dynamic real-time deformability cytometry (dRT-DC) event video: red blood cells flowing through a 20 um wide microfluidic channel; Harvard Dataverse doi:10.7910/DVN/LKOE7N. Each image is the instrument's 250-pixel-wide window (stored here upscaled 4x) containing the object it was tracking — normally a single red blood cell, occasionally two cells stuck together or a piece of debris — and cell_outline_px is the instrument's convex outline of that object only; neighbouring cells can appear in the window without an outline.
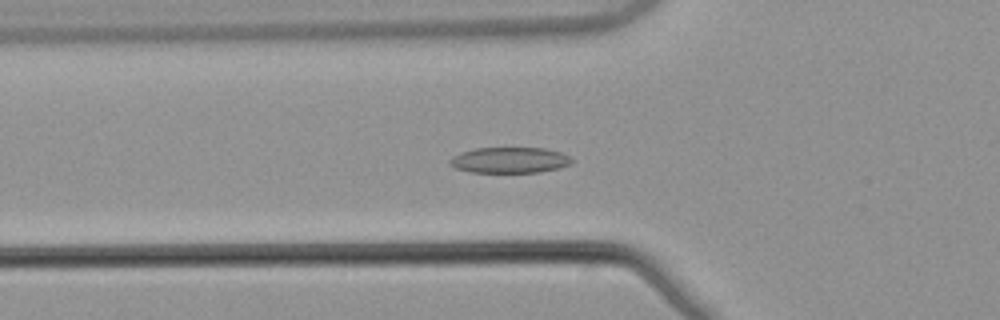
{"species": "common noctule bat (a hibernating species)", "species_latin": "Nyctalus noctula", "temperature_condition": "warm", "stored_images_in_passage": 43, "camera_frame_rate_fps": 3000, "um_per_image_px": 0.085, "animal": {"sex": "male", "body_mass_g": 21.5, "forearm_length_mm": 52.0}, "frame": {"image": 1, "passage_image": 14, "time_ms": 4.333, "image_size_px": [1000, 320], "cell_outline_px": [[572, 164], [560, 168], [540, 172], [472, 172], [456, 168], [448, 164], [448, 160], [452, 156], [460, 152], [476, 148], [544, 148], [560, 152], [572, 156]], "centroid_in_image_um": [43.33, 13.61], "position_along_channel_um": 82.5, "area_um2": 18.5}}
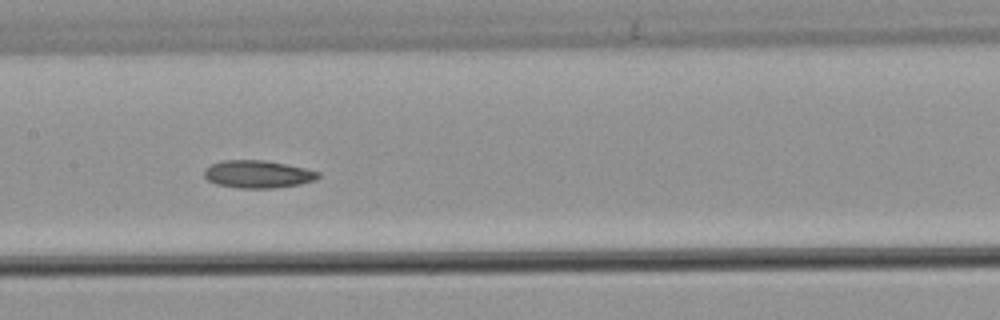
{"frame": {"image": 2, "passage_image": 22, "time_ms": 7.0, "image_size_px": [1000, 320], "cell_outline_px": [[320, 176], [316, 180], [300, 184], [272, 188], [240, 188], [216, 184], [208, 180], [204, 176], [204, 168], [212, 164], [224, 160], [264, 160], [304, 168], [320, 172]], "centroid_in_image_um": [21.91, 14.81], "position_along_channel_um": 185.5, "area_um2": 18.26}}
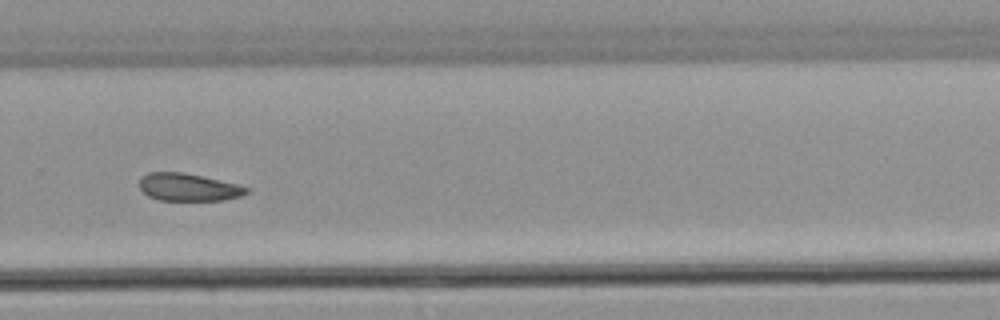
{"frame": {"image": 3, "passage_image": 32, "time_ms": 10.333, "image_size_px": [1000, 320], "cell_outline_px": [[248, 192], [240, 196], [224, 200], [160, 200], [148, 196], [140, 188], [140, 176], [148, 172], [184, 172], [236, 184], [248, 188]], "centroid_in_image_um": [15.97, 15.91], "position_along_channel_um": 313.8, "area_um2": 17.05}, "authors_computed_cell_mechanics": {"area_um2": 18.5538, "velocity_mm_per_s": 3.8584, "shape_relaxation_time_tau1_ms": null, "shape_relaxation_time_tau2_ms": 6.9263, "deformation_change_tau1": null, "deformation_change_tau2": 0.1318}}